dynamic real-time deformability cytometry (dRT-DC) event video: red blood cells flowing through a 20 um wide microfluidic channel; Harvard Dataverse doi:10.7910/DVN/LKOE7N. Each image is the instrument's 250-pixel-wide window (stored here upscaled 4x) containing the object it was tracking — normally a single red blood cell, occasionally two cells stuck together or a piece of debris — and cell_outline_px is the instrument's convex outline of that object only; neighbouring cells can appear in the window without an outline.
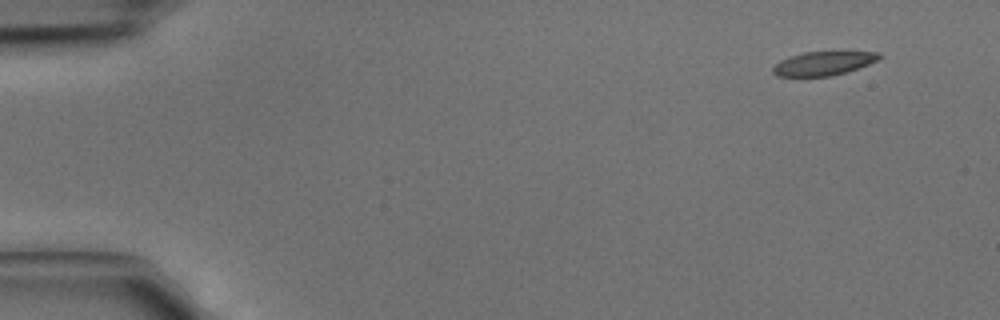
{"species": "common noctule bat (a hibernating species)", "species_latin": "Nyctalus noctula", "temperature_condition": "cold", "stored_images_in_passage": 5, "camera_frame_rate_fps": 3000, "um_per_image_px": 0.085, "animal": {"sex": "male", "body_mass_g": 15.6}, "frame": {"image": 1, "passage_image": 1, "time_ms": 0.0, "image_size_px": [1000, 320], "cell_outline_px": [[880, 60], [848, 72], [832, 76], [776, 76], [772, 72], [772, 68], [780, 60], [788, 56], [804, 52], [880, 52]], "centroid_in_image_um": [69.99, 5.39], "position_along_channel_um": 15.0, "area_um2": 14.85}}